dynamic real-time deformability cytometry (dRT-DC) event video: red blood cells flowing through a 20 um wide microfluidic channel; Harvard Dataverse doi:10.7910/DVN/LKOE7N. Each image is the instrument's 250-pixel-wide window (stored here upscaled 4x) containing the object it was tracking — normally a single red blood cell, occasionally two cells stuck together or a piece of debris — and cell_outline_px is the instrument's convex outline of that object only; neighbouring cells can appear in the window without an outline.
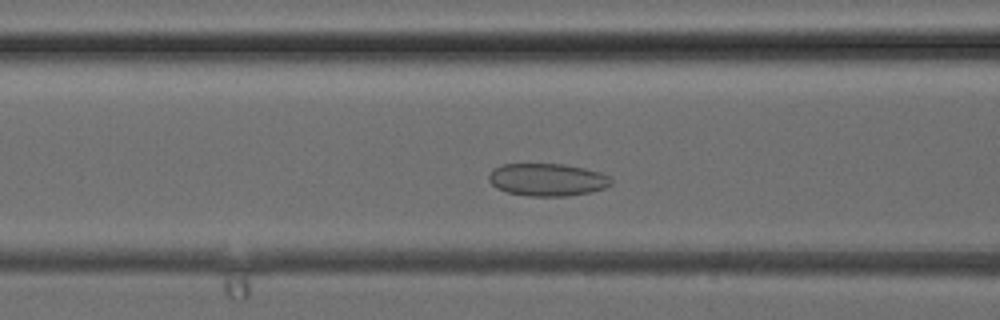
{"species": "common noctule bat (a hibernating species)", "species_latin": "Nyctalus noctula", "temperature_condition": "cold", "stored_images_in_passage": 34, "camera_frame_rate_fps": 3000, "um_per_image_px": 0.085, "animal": {"sex": "female", "body_mass_g": 24.6, "forearm_length_mm": 56.2}, "frame": {"image": 1, "passage_image": 11, "time_ms": 3.333, "image_size_px": [1000, 320], "cell_outline_px": [[612, 184], [604, 188], [592, 192], [568, 196], [528, 196], [508, 192], [496, 188], [488, 180], [488, 176], [492, 168], [500, 164], [564, 164], [584, 168], [600, 172], [608, 176], [612, 180]], "centroid_in_image_um": [46.5, 15.27], "position_along_channel_um": 120.1, "area_um2": 23.41}}
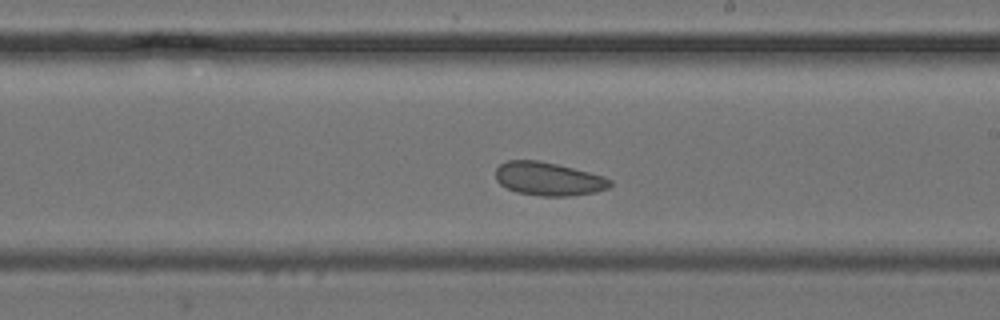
{"frame": {"image": 2, "passage_image": 18, "time_ms": 5.667, "image_size_px": [1000, 320], "cell_outline_px": [[612, 184], [608, 188], [596, 192], [568, 196], [540, 196], [516, 192], [500, 184], [496, 180], [496, 168], [500, 164], [508, 160], [540, 160], [604, 176], [612, 180]], "centroid_in_image_um": [46.61, 15.2], "position_along_channel_um": 242.4, "area_um2": 22.25}}
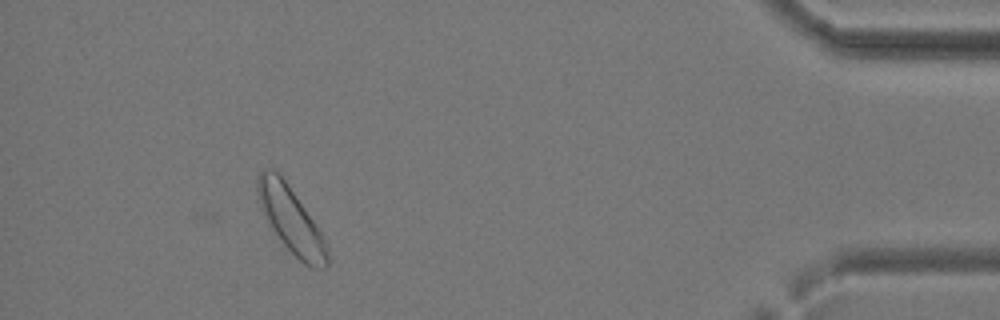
{"frame": {"image": 3, "passage_image": 31, "time_ms": 10.0, "image_size_px": [1000, 320], "cell_outline_px": [[328, 268], [312, 268], [304, 264], [280, 240], [268, 224], [260, 208], [256, 196], [256, 176], [264, 168], [272, 168], [284, 180], [304, 208], [320, 232], [328, 248]], "centroid_in_image_um": [24.68, 18.68], "position_along_channel_um": 410.5, "area_um2": 26.41}}